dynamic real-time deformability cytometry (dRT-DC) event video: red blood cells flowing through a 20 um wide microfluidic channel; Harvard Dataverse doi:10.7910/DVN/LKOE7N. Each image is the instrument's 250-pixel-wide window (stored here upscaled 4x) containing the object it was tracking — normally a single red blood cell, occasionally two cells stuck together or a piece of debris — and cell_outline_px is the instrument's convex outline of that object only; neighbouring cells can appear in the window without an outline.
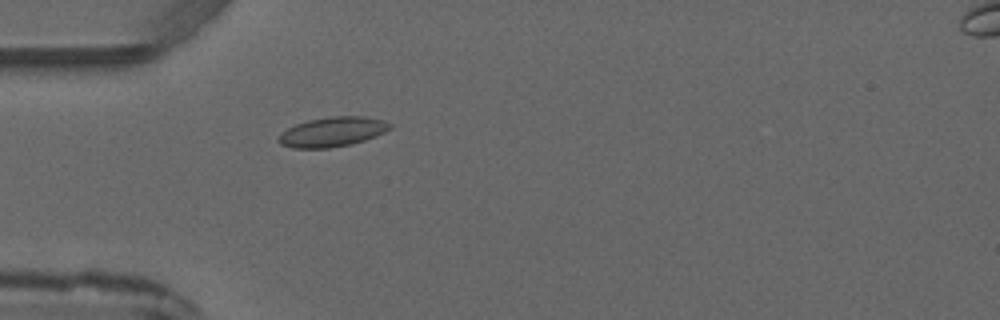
{"species": "common noctule bat (a hibernating species)", "species_latin": "Nyctalus noctula", "temperature_condition": "warm", "stored_images_in_passage": 2, "camera_frame_rate_fps": 3000, "um_per_image_px": 0.085, "animal": {"sex": "male", "forearm_length_mm": 52.5}, "frame": {"image": 1, "passage_image": 1, "time_ms": 0.0, "image_size_px": [1000, 320], "cell_outline_px": [[392, 128], [376, 136], [352, 144], [328, 148], [292, 148], [280, 144], [276, 140], [280, 132], [296, 124], [308, 120], [332, 116], [364, 116], [384, 120], [392, 124]], "centroid_in_image_um": [28.24, 11.21], "position_along_channel_um": 56.8, "area_um2": 19.42}}